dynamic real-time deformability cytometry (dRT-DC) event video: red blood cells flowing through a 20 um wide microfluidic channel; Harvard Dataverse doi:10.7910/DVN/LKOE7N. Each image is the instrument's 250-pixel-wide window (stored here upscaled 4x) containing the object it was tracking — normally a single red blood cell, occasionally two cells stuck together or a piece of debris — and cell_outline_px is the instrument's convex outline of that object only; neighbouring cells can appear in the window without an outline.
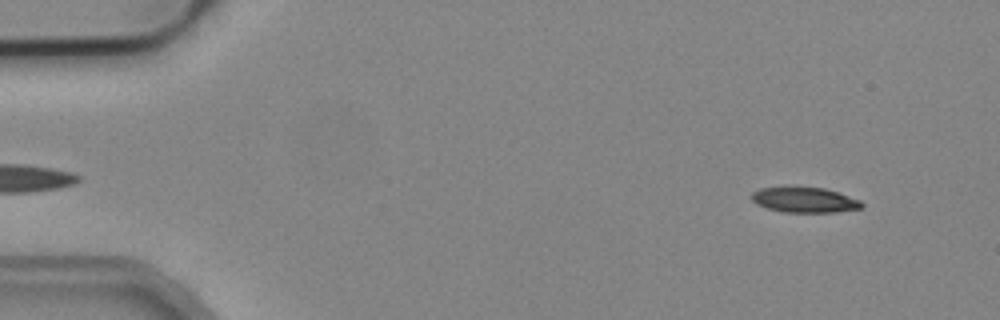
{"species": "common noctule bat (a hibernating species)", "species_latin": "Nyctalus noctula", "temperature_condition": "cold", "stored_images_in_passage": 4, "camera_frame_rate_fps": 3000, "um_per_image_px": 0.085, "animal": {"sex": "male", "body_mass_g": 19.2, "forearm_length_mm": 51.8}, "frame": {"image": 1, "passage_image": 1, "time_ms": 0.0, "image_size_px": [1000, 320], "cell_outline_px": [[864, 204], [860, 208], [836, 212], [784, 212], [768, 208], [756, 204], [752, 200], [752, 192], [760, 188], [788, 184], [824, 188], [860, 200]], "centroid_in_image_um": [68.32, 16.94], "position_along_channel_um": 16.7, "area_um2": 16.7}}
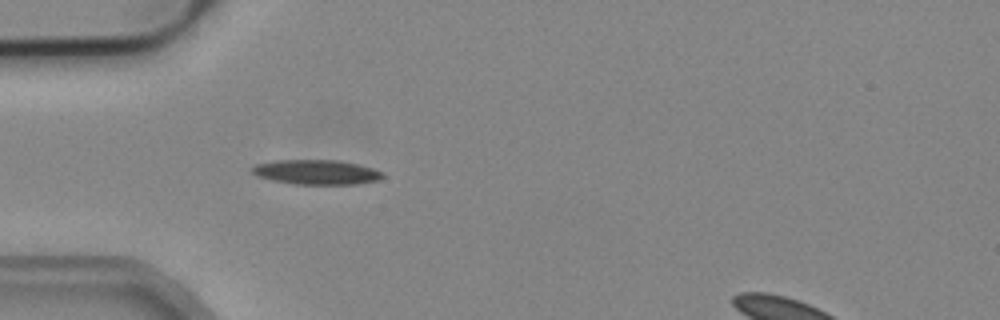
{"frame": {"image": 2, "passage_image": 4, "time_ms": 1.0, "image_size_px": [1000, 320], "cell_outline_px": [[384, 176], [376, 180], [356, 184], [292, 184], [272, 180], [260, 176], [252, 172], [252, 168], [256, 164], [276, 160], [336, 160], [356, 164], [372, 168], [384, 172]], "centroid_in_image_um": [26.9, 14.63], "position_along_channel_um": 58.1, "area_um2": 18.55}}